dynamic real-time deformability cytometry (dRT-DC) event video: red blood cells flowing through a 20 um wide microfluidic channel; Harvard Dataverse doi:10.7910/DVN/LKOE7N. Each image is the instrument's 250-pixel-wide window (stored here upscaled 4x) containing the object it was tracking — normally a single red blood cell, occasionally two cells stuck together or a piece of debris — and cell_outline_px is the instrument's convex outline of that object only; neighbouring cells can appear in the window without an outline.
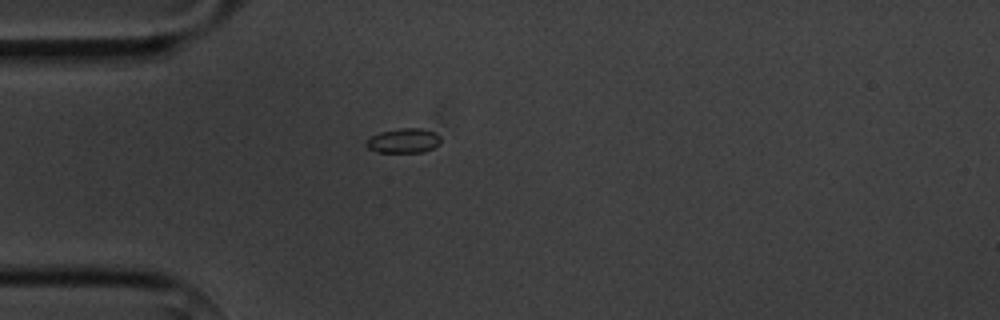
{"species": "common noctule bat (a hibernating species)", "species_latin": "Nyctalus noctula", "temperature_condition": "cold", "stored_images_in_passage": 2, "camera_frame_rate_fps": 3000, "um_per_image_px": 0.085, "animal": {"sex": "male", "body_mass_g": 20.1, "forearm_length_mm": 53.5}, "frame": {"image": 1, "passage_image": 1, "time_ms": 0.0, "image_size_px": [1000, 320], "cell_outline_px": [[440, 144], [424, 152], [376, 152], [368, 148], [364, 144], [364, 140], [380, 132], [400, 128], [424, 128], [436, 132], [440, 136]], "centroid_in_image_um": [34.3, 11.95], "position_along_channel_um": 50.7, "area_um2": 10.87}}